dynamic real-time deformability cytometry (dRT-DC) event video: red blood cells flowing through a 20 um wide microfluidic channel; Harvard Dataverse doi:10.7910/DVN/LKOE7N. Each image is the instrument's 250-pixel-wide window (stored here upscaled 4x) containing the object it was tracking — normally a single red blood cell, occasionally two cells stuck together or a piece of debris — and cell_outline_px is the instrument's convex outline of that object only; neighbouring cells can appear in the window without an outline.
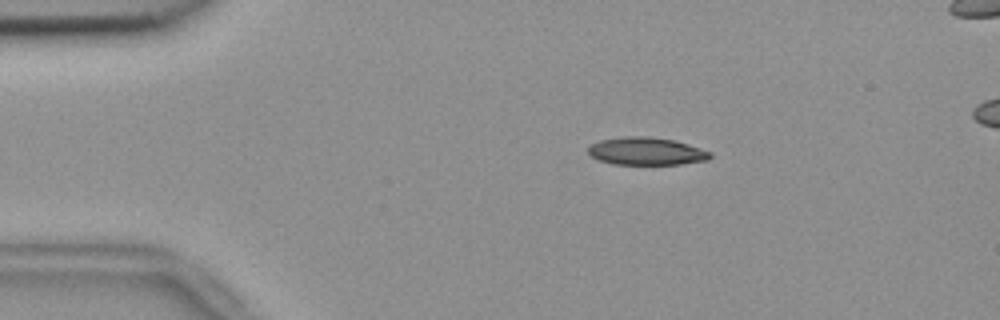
{"species": "common noctule bat (a hibernating species)", "species_latin": "Nyctalus noctula", "temperature_condition": "room temperature", "stored_images_in_passage": 55, "camera_frame_rate_fps": 3000, "um_per_image_px": 0.085, "animal": {"sex": "female", "body_mass_g": 18.4}, "frame": {"image": 1, "passage_image": 9, "time_ms": 2.667, "image_size_px": [1000, 320], "cell_outline_px": [[712, 156], [708, 160], [680, 164], [612, 164], [596, 160], [588, 156], [588, 148], [592, 144], [600, 140], [624, 136], [644, 136], [672, 140], [688, 144], [712, 152]], "centroid_in_image_um": [54.9, 12.86], "position_along_channel_um": 30.1, "area_um2": 19.77}}
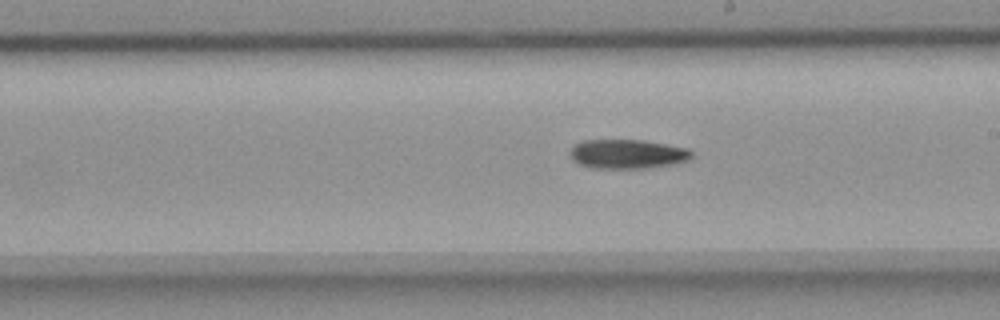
{"frame": {"image": 2, "passage_image": 30, "time_ms": 9.667, "image_size_px": [1000, 320], "cell_outline_px": [[692, 156], [688, 160], [676, 164], [648, 168], [592, 168], [580, 164], [572, 160], [568, 152], [576, 144], [584, 140], [644, 140], [688, 148], [692, 152]], "centroid_in_image_um": [53.34, 13.09], "position_along_channel_um": 235.7, "area_um2": 20.87}}
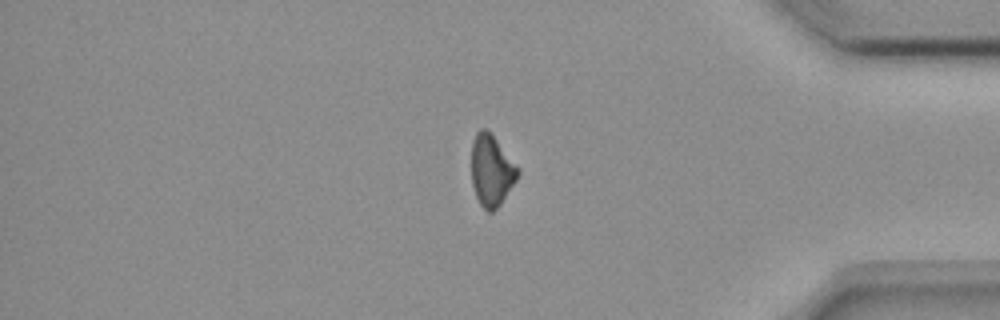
{"frame": {"image": 3, "passage_image": 45, "time_ms": 14.667, "image_size_px": [1000, 320], "cell_outline_px": [[520, 172], [516, 180], [500, 204], [492, 212], [488, 212], [480, 204], [476, 196], [472, 184], [472, 140], [476, 132], [480, 128], [484, 128], [496, 140], [520, 168]], "centroid_in_image_um": [41.77, 14.49], "position_along_channel_um": 393.4, "area_um2": 19.02}, "authors_computed_cell_mechanics": {"area_um2": 20.3456, "velocity_mm_per_s": 3.6798, "shape_relaxation_time_tau1_ms": 6.5293, "shape_relaxation_time_tau2_ms": null, "deformation_change_tau1": 0.1452, "deformation_change_tau2": null}}